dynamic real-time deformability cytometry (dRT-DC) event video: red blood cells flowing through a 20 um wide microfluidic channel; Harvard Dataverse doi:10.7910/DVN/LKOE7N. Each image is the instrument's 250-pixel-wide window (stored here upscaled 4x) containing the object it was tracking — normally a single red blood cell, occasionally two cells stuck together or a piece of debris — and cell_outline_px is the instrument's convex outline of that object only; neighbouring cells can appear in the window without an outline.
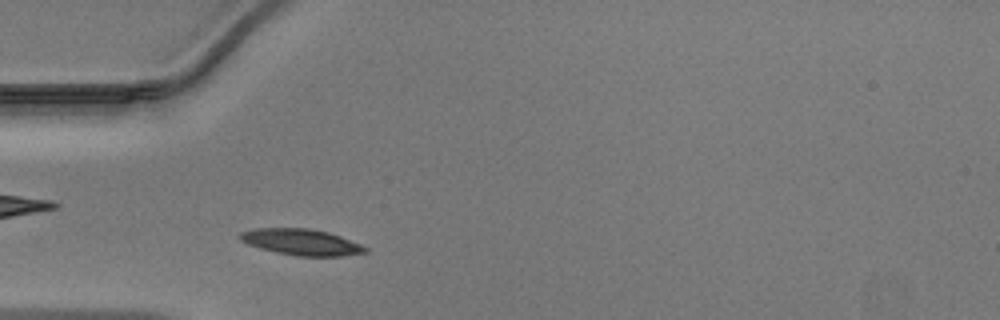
{"species": "Egyptian fruit bat (a non-hibernating species)", "species_latin": "Rousettus aegyptiacus", "temperature_condition": "warm", "stored_images_in_passage": 35, "camera_frame_rate_fps": 3000, "um_per_image_px": 0.085, "animal": {"sex": "male"}, "frame": {"image": 1, "passage_image": 5, "time_ms": 1.333, "image_size_px": [1000, 320], "cell_outline_px": [[368, 252], [340, 256], [296, 256], [276, 252], [260, 248], [248, 244], [240, 240], [240, 232], [252, 228], [308, 228], [328, 232], [340, 236], [360, 244], [368, 248]], "centroid_in_image_um": [25.6, 20.57], "position_along_channel_um": 59.4, "area_um2": 19.07}}
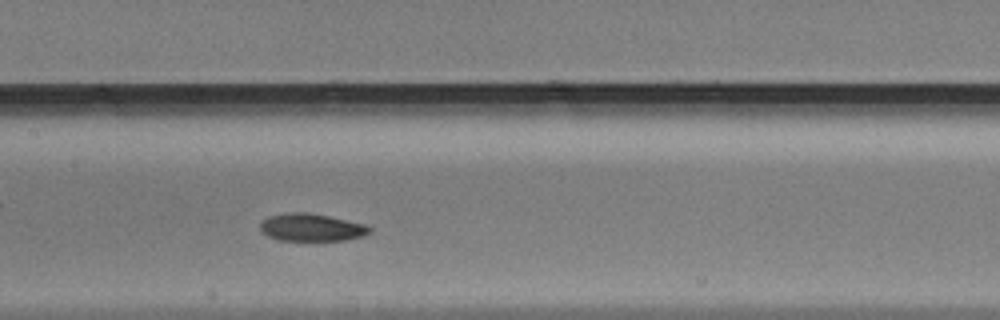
{"frame": {"image": 2, "passage_image": 14, "time_ms": 4.333, "image_size_px": [1000, 320], "cell_outline_px": [[372, 232], [364, 236], [348, 240], [280, 240], [268, 236], [260, 232], [260, 224], [268, 216], [288, 212], [304, 212], [328, 216], [368, 224], [372, 228]], "centroid_in_image_um": [26.52, 19.33], "position_along_channel_um": 180.9, "area_um2": 17.74}}
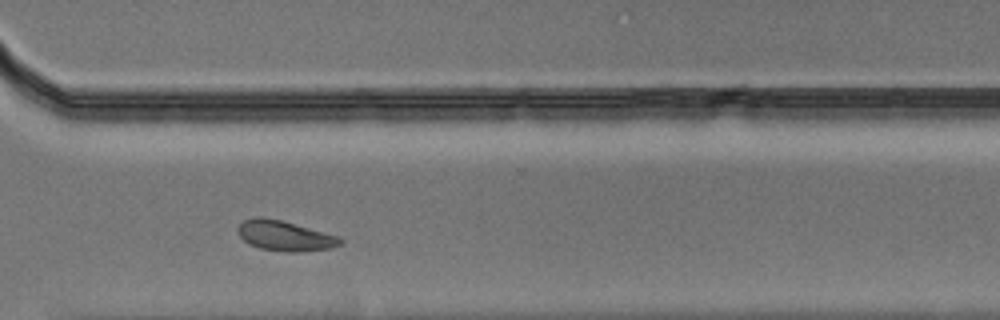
{"frame": {"image": 3, "passage_image": 26, "time_ms": 8.333, "image_size_px": [1000, 320], "cell_outline_px": [[344, 240], [340, 244], [332, 248], [300, 252], [284, 252], [260, 248], [248, 244], [240, 236], [236, 228], [244, 220], [256, 216], [260, 216], [280, 220], [340, 236]], "centroid_in_image_um": [24.21, 20.05], "position_along_channel_um": 346.4, "area_um2": 18.09}}